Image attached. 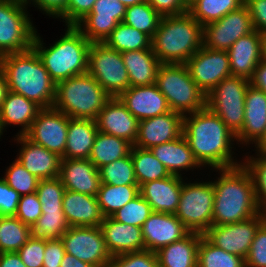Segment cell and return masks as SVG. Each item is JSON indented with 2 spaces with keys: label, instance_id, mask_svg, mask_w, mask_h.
<instances>
[{
  "label": "cell",
  "instance_id": "cell-1",
  "mask_svg": "<svg viewBox=\"0 0 266 267\" xmlns=\"http://www.w3.org/2000/svg\"><path fill=\"white\" fill-rule=\"evenodd\" d=\"M188 115L183 116L182 134L202 167L208 165L218 171L242 165L232 157L236 134L218 115L207 107Z\"/></svg>",
  "mask_w": 266,
  "mask_h": 267
},
{
  "label": "cell",
  "instance_id": "cell-2",
  "mask_svg": "<svg viewBox=\"0 0 266 267\" xmlns=\"http://www.w3.org/2000/svg\"><path fill=\"white\" fill-rule=\"evenodd\" d=\"M219 171L220 177L213 181L212 225L236 223L259 214L253 179L244 165Z\"/></svg>",
  "mask_w": 266,
  "mask_h": 267
},
{
  "label": "cell",
  "instance_id": "cell-3",
  "mask_svg": "<svg viewBox=\"0 0 266 267\" xmlns=\"http://www.w3.org/2000/svg\"><path fill=\"white\" fill-rule=\"evenodd\" d=\"M0 70L5 75L8 91L21 94L41 108L53 107L56 83L33 48L0 56Z\"/></svg>",
  "mask_w": 266,
  "mask_h": 267
},
{
  "label": "cell",
  "instance_id": "cell-4",
  "mask_svg": "<svg viewBox=\"0 0 266 267\" xmlns=\"http://www.w3.org/2000/svg\"><path fill=\"white\" fill-rule=\"evenodd\" d=\"M203 46V26L188 12L162 16L151 47L160 63L185 64Z\"/></svg>",
  "mask_w": 266,
  "mask_h": 267
},
{
  "label": "cell",
  "instance_id": "cell-5",
  "mask_svg": "<svg viewBox=\"0 0 266 267\" xmlns=\"http://www.w3.org/2000/svg\"><path fill=\"white\" fill-rule=\"evenodd\" d=\"M35 34L32 48L39 55L51 79L57 84L73 76L87 73L88 52L91 42L76 26H67L65 35L49 48L43 46Z\"/></svg>",
  "mask_w": 266,
  "mask_h": 267
},
{
  "label": "cell",
  "instance_id": "cell-6",
  "mask_svg": "<svg viewBox=\"0 0 266 267\" xmlns=\"http://www.w3.org/2000/svg\"><path fill=\"white\" fill-rule=\"evenodd\" d=\"M110 98L87 72L56 84L53 107L70 118L96 120Z\"/></svg>",
  "mask_w": 266,
  "mask_h": 267
},
{
  "label": "cell",
  "instance_id": "cell-7",
  "mask_svg": "<svg viewBox=\"0 0 266 267\" xmlns=\"http://www.w3.org/2000/svg\"><path fill=\"white\" fill-rule=\"evenodd\" d=\"M155 84L166 97L171 111L184 116L206 107V95L191 78L185 64L161 63Z\"/></svg>",
  "mask_w": 266,
  "mask_h": 267
},
{
  "label": "cell",
  "instance_id": "cell-8",
  "mask_svg": "<svg viewBox=\"0 0 266 267\" xmlns=\"http://www.w3.org/2000/svg\"><path fill=\"white\" fill-rule=\"evenodd\" d=\"M249 85L248 79L230 76L206 95V107L236 135L243 128L245 95Z\"/></svg>",
  "mask_w": 266,
  "mask_h": 267
},
{
  "label": "cell",
  "instance_id": "cell-9",
  "mask_svg": "<svg viewBox=\"0 0 266 267\" xmlns=\"http://www.w3.org/2000/svg\"><path fill=\"white\" fill-rule=\"evenodd\" d=\"M214 205L213 182L182 184L180 201L175 216L189 232L204 235L212 226Z\"/></svg>",
  "mask_w": 266,
  "mask_h": 267
},
{
  "label": "cell",
  "instance_id": "cell-10",
  "mask_svg": "<svg viewBox=\"0 0 266 267\" xmlns=\"http://www.w3.org/2000/svg\"><path fill=\"white\" fill-rule=\"evenodd\" d=\"M87 72L110 97H118L130 87L121 52L103 42L91 43Z\"/></svg>",
  "mask_w": 266,
  "mask_h": 267
},
{
  "label": "cell",
  "instance_id": "cell-11",
  "mask_svg": "<svg viewBox=\"0 0 266 267\" xmlns=\"http://www.w3.org/2000/svg\"><path fill=\"white\" fill-rule=\"evenodd\" d=\"M27 6L0 0V56L32 49L36 29Z\"/></svg>",
  "mask_w": 266,
  "mask_h": 267
},
{
  "label": "cell",
  "instance_id": "cell-12",
  "mask_svg": "<svg viewBox=\"0 0 266 267\" xmlns=\"http://www.w3.org/2000/svg\"><path fill=\"white\" fill-rule=\"evenodd\" d=\"M61 240L65 253L95 267H108L112 259L100 226L70 227Z\"/></svg>",
  "mask_w": 266,
  "mask_h": 267
},
{
  "label": "cell",
  "instance_id": "cell-13",
  "mask_svg": "<svg viewBox=\"0 0 266 267\" xmlns=\"http://www.w3.org/2000/svg\"><path fill=\"white\" fill-rule=\"evenodd\" d=\"M266 221L262 212L244 221L212 225L204 236L216 247L246 259L258 228Z\"/></svg>",
  "mask_w": 266,
  "mask_h": 267
},
{
  "label": "cell",
  "instance_id": "cell-14",
  "mask_svg": "<svg viewBox=\"0 0 266 267\" xmlns=\"http://www.w3.org/2000/svg\"><path fill=\"white\" fill-rule=\"evenodd\" d=\"M254 31L251 15L244 4L218 21L203 27V46L227 51L240 37Z\"/></svg>",
  "mask_w": 266,
  "mask_h": 267
},
{
  "label": "cell",
  "instance_id": "cell-15",
  "mask_svg": "<svg viewBox=\"0 0 266 267\" xmlns=\"http://www.w3.org/2000/svg\"><path fill=\"white\" fill-rule=\"evenodd\" d=\"M191 78L207 95L223 79L231 75L227 51L202 46L186 63Z\"/></svg>",
  "mask_w": 266,
  "mask_h": 267
},
{
  "label": "cell",
  "instance_id": "cell-16",
  "mask_svg": "<svg viewBox=\"0 0 266 267\" xmlns=\"http://www.w3.org/2000/svg\"><path fill=\"white\" fill-rule=\"evenodd\" d=\"M68 125L69 117L66 114L54 107L42 108L24 135L62 157L67 143Z\"/></svg>",
  "mask_w": 266,
  "mask_h": 267
},
{
  "label": "cell",
  "instance_id": "cell-17",
  "mask_svg": "<svg viewBox=\"0 0 266 267\" xmlns=\"http://www.w3.org/2000/svg\"><path fill=\"white\" fill-rule=\"evenodd\" d=\"M126 8L118 0H96L91 12L76 27L91 42H104L118 23L123 22Z\"/></svg>",
  "mask_w": 266,
  "mask_h": 267
},
{
  "label": "cell",
  "instance_id": "cell-18",
  "mask_svg": "<svg viewBox=\"0 0 266 267\" xmlns=\"http://www.w3.org/2000/svg\"><path fill=\"white\" fill-rule=\"evenodd\" d=\"M183 131V115L169 111L165 114L139 121L138 135L133 146L151 149L153 146L179 138Z\"/></svg>",
  "mask_w": 266,
  "mask_h": 267
},
{
  "label": "cell",
  "instance_id": "cell-19",
  "mask_svg": "<svg viewBox=\"0 0 266 267\" xmlns=\"http://www.w3.org/2000/svg\"><path fill=\"white\" fill-rule=\"evenodd\" d=\"M141 231L145 250L155 253L189 233L175 214L160 212H152L141 226Z\"/></svg>",
  "mask_w": 266,
  "mask_h": 267
},
{
  "label": "cell",
  "instance_id": "cell-20",
  "mask_svg": "<svg viewBox=\"0 0 266 267\" xmlns=\"http://www.w3.org/2000/svg\"><path fill=\"white\" fill-rule=\"evenodd\" d=\"M16 137L14 141L22 145L17 160L24 168L40 180L59 177L62 161L60 155L34 143L25 135Z\"/></svg>",
  "mask_w": 266,
  "mask_h": 267
},
{
  "label": "cell",
  "instance_id": "cell-21",
  "mask_svg": "<svg viewBox=\"0 0 266 267\" xmlns=\"http://www.w3.org/2000/svg\"><path fill=\"white\" fill-rule=\"evenodd\" d=\"M118 98L139 121L171 111L156 84L129 87Z\"/></svg>",
  "mask_w": 266,
  "mask_h": 267
},
{
  "label": "cell",
  "instance_id": "cell-22",
  "mask_svg": "<svg viewBox=\"0 0 266 267\" xmlns=\"http://www.w3.org/2000/svg\"><path fill=\"white\" fill-rule=\"evenodd\" d=\"M98 131L121 137L134 145L139 120L134 117L118 97H111L96 119Z\"/></svg>",
  "mask_w": 266,
  "mask_h": 267
},
{
  "label": "cell",
  "instance_id": "cell-23",
  "mask_svg": "<svg viewBox=\"0 0 266 267\" xmlns=\"http://www.w3.org/2000/svg\"><path fill=\"white\" fill-rule=\"evenodd\" d=\"M231 75L250 80L263 58L262 34L254 30L240 37L228 50Z\"/></svg>",
  "mask_w": 266,
  "mask_h": 267
},
{
  "label": "cell",
  "instance_id": "cell-24",
  "mask_svg": "<svg viewBox=\"0 0 266 267\" xmlns=\"http://www.w3.org/2000/svg\"><path fill=\"white\" fill-rule=\"evenodd\" d=\"M59 178L65 190L92 196L101 186L99 169L89 159L62 158Z\"/></svg>",
  "mask_w": 266,
  "mask_h": 267
},
{
  "label": "cell",
  "instance_id": "cell-25",
  "mask_svg": "<svg viewBox=\"0 0 266 267\" xmlns=\"http://www.w3.org/2000/svg\"><path fill=\"white\" fill-rule=\"evenodd\" d=\"M182 176L149 181L139 186L140 195L151 205L153 212L175 214L180 201Z\"/></svg>",
  "mask_w": 266,
  "mask_h": 267
},
{
  "label": "cell",
  "instance_id": "cell-26",
  "mask_svg": "<svg viewBox=\"0 0 266 267\" xmlns=\"http://www.w3.org/2000/svg\"><path fill=\"white\" fill-rule=\"evenodd\" d=\"M266 130V93L249 85L245 95L243 128L236 135L237 144H255ZM252 141V142H251ZM254 142V143H253Z\"/></svg>",
  "mask_w": 266,
  "mask_h": 267
},
{
  "label": "cell",
  "instance_id": "cell-27",
  "mask_svg": "<svg viewBox=\"0 0 266 267\" xmlns=\"http://www.w3.org/2000/svg\"><path fill=\"white\" fill-rule=\"evenodd\" d=\"M100 228L111 256L145 250L141 227L104 217Z\"/></svg>",
  "mask_w": 266,
  "mask_h": 267
},
{
  "label": "cell",
  "instance_id": "cell-28",
  "mask_svg": "<svg viewBox=\"0 0 266 267\" xmlns=\"http://www.w3.org/2000/svg\"><path fill=\"white\" fill-rule=\"evenodd\" d=\"M62 209L70 227L100 226L104 220L96 196L65 190Z\"/></svg>",
  "mask_w": 266,
  "mask_h": 267
},
{
  "label": "cell",
  "instance_id": "cell-29",
  "mask_svg": "<svg viewBox=\"0 0 266 267\" xmlns=\"http://www.w3.org/2000/svg\"><path fill=\"white\" fill-rule=\"evenodd\" d=\"M42 108L21 94L8 91L0 107V128L3 132L6 126L13 124L21 126L18 135H24L31 127Z\"/></svg>",
  "mask_w": 266,
  "mask_h": 267
},
{
  "label": "cell",
  "instance_id": "cell-30",
  "mask_svg": "<svg viewBox=\"0 0 266 267\" xmlns=\"http://www.w3.org/2000/svg\"><path fill=\"white\" fill-rule=\"evenodd\" d=\"M150 150L171 175L181 176L180 171L201 166L183 134L173 141L153 146Z\"/></svg>",
  "mask_w": 266,
  "mask_h": 267
},
{
  "label": "cell",
  "instance_id": "cell-31",
  "mask_svg": "<svg viewBox=\"0 0 266 267\" xmlns=\"http://www.w3.org/2000/svg\"><path fill=\"white\" fill-rule=\"evenodd\" d=\"M97 132L96 120L69 117L67 143L62 158L89 159Z\"/></svg>",
  "mask_w": 266,
  "mask_h": 267
},
{
  "label": "cell",
  "instance_id": "cell-32",
  "mask_svg": "<svg viewBox=\"0 0 266 267\" xmlns=\"http://www.w3.org/2000/svg\"><path fill=\"white\" fill-rule=\"evenodd\" d=\"M123 63L126 67L130 87L152 85L156 82V75L160 61L150 49L122 52Z\"/></svg>",
  "mask_w": 266,
  "mask_h": 267
},
{
  "label": "cell",
  "instance_id": "cell-33",
  "mask_svg": "<svg viewBox=\"0 0 266 267\" xmlns=\"http://www.w3.org/2000/svg\"><path fill=\"white\" fill-rule=\"evenodd\" d=\"M202 234L189 232L156 252L159 267H197L198 247Z\"/></svg>",
  "mask_w": 266,
  "mask_h": 267
},
{
  "label": "cell",
  "instance_id": "cell-34",
  "mask_svg": "<svg viewBox=\"0 0 266 267\" xmlns=\"http://www.w3.org/2000/svg\"><path fill=\"white\" fill-rule=\"evenodd\" d=\"M133 144L124 138L97 132L89 160L97 169L128 156Z\"/></svg>",
  "mask_w": 266,
  "mask_h": 267
},
{
  "label": "cell",
  "instance_id": "cell-35",
  "mask_svg": "<svg viewBox=\"0 0 266 267\" xmlns=\"http://www.w3.org/2000/svg\"><path fill=\"white\" fill-rule=\"evenodd\" d=\"M139 194V185H110L101 183L96 199L103 216L110 217Z\"/></svg>",
  "mask_w": 266,
  "mask_h": 267
},
{
  "label": "cell",
  "instance_id": "cell-36",
  "mask_svg": "<svg viewBox=\"0 0 266 267\" xmlns=\"http://www.w3.org/2000/svg\"><path fill=\"white\" fill-rule=\"evenodd\" d=\"M131 158L138 185L171 176L167 168L154 156L150 149L133 146Z\"/></svg>",
  "mask_w": 266,
  "mask_h": 267
},
{
  "label": "cell",
  "instance_id": "cell-37",
  "mask_svg": "<svg viewBox=\"0 0 266 267\" xmlns=\"http://www.w3.org/2000/svg\"><path fill=\"white\" fill-rule=\"evenodd\" d=\"M244 3L245 0H196L188 7V13L204 27L237 10Z\"/></svg>",
  "mask_w": 266,
  "mask_h": 267
},
{
  "label": "cell",
  "instance_id": "cell-38",
  "mask_svg": "<svg viewBox=\"0 0 266 267\" xmlns=\"http://www.w3.org/2000/svg\"><path fill=\"white\" fill-rule=\"evenodd\" d=\"M151 42L152 39L147 34L120 22L103 43L122 53L150 49Z\"/></svg>",
  "mask_w": 266,
  "mask_h": 267
},
{
  "label": "cell",
  "instance_id": "cell-39",
  "mask_svg": "<svg viewBox=\"0 0 266 267\" xmlns=\"http://www.w3.org/2000/svg\"><path fill=\"white\" fill-rule=\"evenodd\" d=\"M31 236V227L15 216H0V253L17 252Z\"/></svg>",
  "mask_w": 266,
  "mask_h": 267
},
{
  "label": "cell",
  "instance_id": "cell-40",
  "mask_svg": "<svg viewBox=\"0 0 266 267\" xmlns=\"http://www.w3.org/2000/svg\"><path fill=\"white\" fill-rule=\"evenodd\" d=\"M197 267H245V259L216 247L203 235L198 247Z\"/></svg>",
  "mask_w": 266,
  "mask_h": 267
},
{
  "label": "cell",
  "instance_id": "cell-41",
  "mask_svg": "<svg viewBox=\"0 0 266 267\" xmlns=\"http://www.w3.org/2000/svg\"><path fill=\"white\" fill-rule=\"evenodd\" d=\"M161 15L149 4L148 0L128 6L123 22L138 31L147 34L151 39L158 28Z\"/></svg>",
  "mask_w": 266,
  "mask_h": 267
},
{
  "label": "cell",
  "instance_id": "cell-42",
  "mask_svg": "<svg viewBox=\"0 0 266 267\" xmlns=\"http://www.w3.org/2000/svg\"><path fill=\"white\" fill-rule=\"evenodd\" d=\"M101 183L110 185H138L131 154L99 168Z\"/></svg>",
  "mask_w": 266,
  "mask_h": 267
},
{
  "label": "cell",
  "instance_id": "cell-43",
  "mask_svg": "<svg viewBox=\"0 0 266 267\" xmlns=\"http://www.w3.org/2000/svg\"><path fill=\"white\" fill-rule=\"evenodd\" d=\"M69 228L63 211L42 212V215L31 227V235L47 240L61 239Z\"/></svg>",
  "mask_w": 266,
  "mask_h": 267
},
{
  "label": "cell",
  "instance_id": "cell-44",
  "mask_svg": "<svg viewBox=\"0 0 266 267\" xmlns=\"http://www.w3.org/2000/svg\"><path fill=\"white\" fill-rule=\"evenodd\" d=\"M37 197L41 202L42 212L63 211L62 201L65 187L59 177L40 180L36 189Z\"/></svg>",
  "mask_w": 266,
  "mask_h": 267
},
{
  "label": "cell",
  "instance_id": "cell-45",
  "mask_svg": "<svg viewBox=\"0 0 266 267\" xmlns=\"http://www.w3.org/2000/svg\"><path fill=\"white\" fill-rule=\"evenodd\" d=\"M152 212L151 205L139 194L110 217L121 223L141 227Z\"/></svg>",
  "mask_w": 266,
  "mask_h": 267
},
{
  "label": "cell",
  "instance_id": "cell-46",
  "mask_svg": "<svg viewBox=\"0 0 266 267\" xmlns=\"http://www.w3.org/2000/svg\"><path fill=\"white\" fill-rule=\"evenodd\" d=\"M5 173L3 177L5 182L21 196L36 192L40 179L32 175L17 159Z\"/></svg>",
  "mask_w": 266,
  "mask_h": 267
},
{
  "label": "cell",
  "instance_id": "cell-47",
  "mask_svg": "<svg viewBox=\"0 0 266 267\" xmlns=\"http://www.w3.org/2000/svg\"><path fill=\"white\" fill-rule=\"evenodd\" d=\"M257 158L247 156L244 167L249 171L260 211L266 215V156L257 154Z\"/></svg>",
  "mask_w": 266,
  "mask_h": 267
},
{
  "label": "cell",
  "instance_id": "cell-48",
  "mask_svg": "<svg viewBox=\"0 0 266 267\" xmlns=\"http://www.w3.org/2000/svg\"><path fill=\"white\" fill-rule=\"evenodd\" d=\"M108 267H159L155 252L142 250L112 256Z\"/></svg>",
  "mask_w": 266,
  "mask_h": 267
},
{
  "label": "cell",
  "instance_id": "cell-49",
  "mask_svg": "<svg viewBox=\"0 0 266 267\" xmlns=\"http://www.w3.org/2000/svg\"><path fill=\"white\" fill-rule=\"evenodd\" d=\"M45 239L31 236L17 251L27 267H43Z\"/></svg>",
  "mask_w": 266,
  "mask_h": 267
},
{
  "label": "cell",
  "instance_id": "cell-50",
  "mask_svg": "<svg viewBox=\"0 0 266 267\" xmlns=\"http://www.w3.org/2000/svg\"><path fill=\"white\" fill-rule=\"evenodd\" d=\"M42 215L41 202L37 197V193L22 195L18 203V209L15 217L24 224L32 227V225Z\"/></svg>",
  "mask_w": 266,
  "mask_h": 267
},
{
  "label": "cell",
  "instance_id": "cell-51",
  "mask_svg": "<svg viewBox=\"0 0 266 267\" xmlns=\"http://www.w3.org/2000/svg\"><path fill=\"white\" fill-rule=\"evenodd\" d=\"M245 267H266V221L258 228Z\"/></svg>",
  "mask_w": 266,
  "mask_h": 267
},
{
  "label": "cell",
  "instance_id": "cell-52",
  "mask_svg": "<svg viewBox=\"0 0 266 267\" xmlns=\"http://www.w3.org/2000/svg\"><path fill=\"white\" fill-rule=\"evenodd\" d=\"M96 0H68L66 10L59 16L66 26H76L92 10Z\"/></svg>",
  "mask_w": 266,
  "mask_h": 267
},
{
  "label": "cell",
  "instance_id": "cell-53",
  "mask_svg": "<svg viewBox=\"0 0 266 267\" xmlns=\"http://www.w3.org/2000/svg\"><path fill=\"white\" fill-rule=\"evenodd\" d=\"M21 195L0 178V216H15Z\"/></svg>",
  "mask_w": 266,
  "mask_h": 267
},
{
  "label": "cell",
  "instance_id": "cell-54",
  "mask_svg": "<svg viewBox=\"0 0 266 267\" xmlns=\"http://www.w3.org/2000/svg\"><path fill=\"white\" fill-rule=\"evenodd\" d=\"M64 254L65 248L61 239H45L43 267H60Z\"/></svg>",
  "mask_w": 266,
  "mask_h": 267
},
{
  "label": "cell",
  "instance_id": "cell-55",
  "mask_svg": "<svg viewBox=\"0 0 266 267\" xmlns=\"http://www.w3.org/2000/svg\"><path fill=\"white\" fill-rule=\"evenodd\" d=\"M254 30L266 32V0H245Z\"/></svg>",
  "mask_w": 266,
  "mask_h": 267
},
{
  "label": "cell",
  "instance_id": "cell-56",
  "mask_svg": "<svg viewBox=\"0 0 266 267\" xmlns=\"http://www.w3.org/2000/svg\"><path fill=\"white\" fill-rule=\"evenodd\" d=\"M149 4L161 15H179L188 12L184 0H148Z\"/></svg>",
  "mask_w": 266,
  "mask_h": 267
},
{
  "label": "cell",
  "instance_id": "cell-57",
  "mask_svg": "<svg viewBox=\"0 0 266 267\" xmlns=\"http://www.w3.org/2000/svg\"><path fill=\"white\" fill-rule=\"evenodd\" d=\"M31 2L48 16L58 18L66 10L68 0H28L27 5Z\"/></svg>",
  "mask_w": 266,
  "mask_h": 267
},
{
  "label": "cell",
  "instance_id": "cell-58",
  "mask_svg": "<svg viewBox=\"0 0 266 267\" xmlns=\"http://www.w3.org/2000/svg\"><path fill=\"white\" fill-rule=\"evenodd\" d=\"M250 84L266 93V59H263L254 70Z\"/></svg>",
  "mask_w": 266,
  "mask_h": 267
},
{
  "label": "cell",
  "instance_id": "cell-59",
  "mask_svg": "<svg viewBox=\"0 0 266 267\" xmlns=\"http://www.w3.org/2000/svg\"><path fill=\"white\" fill-rule=\"evenodd\" d=\"M0 267H27L17 252L0 253Z\"/></svg>",
  "mask_w": 266,
  "mask_h": 267
},
{
  "label": "cell",
  "instance_id": "cell-60",
  "mask_svg": "<svg viewBox=\"0 0 266 267\" xmlns=\"http://www.w3.org/2000/svg\"><path fill=\"white\" fill-rule=\"evenodd\" d=\"M60 267H95L89 263L77 259L75 256L65 253Z\"/></svg>",
  "mask_w": 266,
  "mask_h": 267
},
{
  "label": "cell",
  "instance_id": "cell-61",
  "mask_svg": "<svg viewBox=\"0 0 266 267\" xmlns=\"http://www.w3.org/2000/svg\"><path fill=\"white\" fill-rule=\"evenodd\" d=\"M8 92V85L4 73L0 70V107Z\"/></svg>",
  "mask_w": 266,
  "mask_h": 267
},
{
  "label": "cell",
  "instance_id": "cell-62",
  "mask_svg": "<svg viewBox=\"0 0 266 267\" xmlns=\"http://www.w3.org/2000/svg\"><path fill=\"white\" fill-rule=\"evenodd\" d=\"M257 154L266 156V130L261 138L255 143Z\"/></svg>",
  "mask_w": 266,
  "mask_h": 267
},
{
  "label": "cell",
  "instance_id": "cell-63",
  "mask_svg": "<svg viewBox=\"0 0 266 267\" xmlns=\"http://www.w3.org/2000/svg\"><path fill=\"white\" fill-rule=\"evenodd\" d=\"M120 1L121 3H123L125 6H132V5H136V4H139V3H142L146 0H118Z\"/></svg>",
  "mask_w": 266,
  "mask_h": 267
},
{
  "label": "cell",
  "instance_id": "cell-64",
  "mask_svg": "<svg viewBox=\"0 0 266 267\" xmlns=\"http://www.w3.org/2000/svg\"><path fill=\"white\" fill-rule=\"evenodd\" d=\"M262 34V44H263V58L266 59V32Z\"/></svg>",
  "mask_w": 266,
  "mask_h": 267
},
{
  "label": "cell",
  "instance_id": "cell-65",
  "mask_svg": "<svg viewBox=\"0 0 266 267\" xmlns=\"http://www.w3.org/2000/svg\"><path fill=\"white\" fill-rule=\"evenodd\" d=\"M4 1H12V2H17L19 4H23L27 6V1L28 0H4Z\"/></svg>",
  "mask_w": 266,
  "mask_h": 267
},
{
  "label": "cell",
  "instance_id": "cell-66",
  "mask_svg": "<svg viewBox=\"0 0 266 267\" xmlns=\"http://www.w3.org/2000/svg\"><path fill=\"white\" fill-rule=\"evenodd\" d=\"M196 0H184L185 4L187 7H189L193 2H195Z\"/></svg>",
  "mask_w": 266,
  "mask_h": 267
},
{
  "label": "cell",
  "instance_id": "cell-67",
  "mask_svg": "<svg viewBox=\"0 0 266 267\" xmlns=\"http://www.w3.org/2000/svg\"><path fill=\"white\" fill-rule=\"evenodd\" d=\"M2 134H3V132H2V130H1V128H0V137H1Z\"/></svg>",
  "mask_w": 266,
  "mask_h": 267
}]
</instances>
